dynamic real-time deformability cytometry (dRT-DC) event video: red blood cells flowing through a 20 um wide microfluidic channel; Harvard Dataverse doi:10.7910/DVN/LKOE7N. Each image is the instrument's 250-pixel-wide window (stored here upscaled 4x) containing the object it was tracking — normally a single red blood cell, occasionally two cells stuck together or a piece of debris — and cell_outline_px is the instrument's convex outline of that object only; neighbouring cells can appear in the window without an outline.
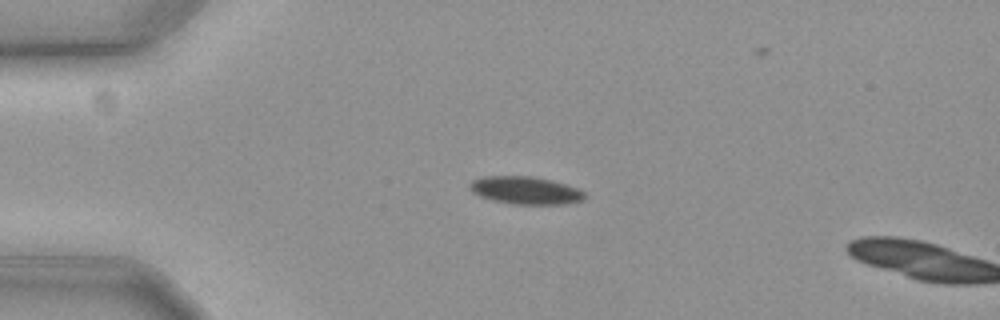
{"species": "common noctule bat (a hibernating species)", "species_latin": "Nyctalus noctula", "temperature_condition": "cold", "stored_images_in_passage": 16, "camera_frame_rate_fps": 3000, "um_per_image_px": 0.085, "animal": {"sex": "female", "body_mass_g": 19.3, "forearm_length_mm": 54.1}, "frame": {"image": 1, "passage_image": 14, "time_ms": 4.333, "image_size_px": [1000, 320], "cell_outline_px": [[584, 196], [580, 200], [564, 204], [512, 204], [492, 200], [480, 196], [472, 192], [468, 188], [468, 184], [472, 180], [484, 176], [532, 176], [552, 180], [576, 188], [584, 192]], "centroid_in_image_um": [44.59, 16.17], "position_along_channel_um": 40.4, "area_um2": 18.44}}